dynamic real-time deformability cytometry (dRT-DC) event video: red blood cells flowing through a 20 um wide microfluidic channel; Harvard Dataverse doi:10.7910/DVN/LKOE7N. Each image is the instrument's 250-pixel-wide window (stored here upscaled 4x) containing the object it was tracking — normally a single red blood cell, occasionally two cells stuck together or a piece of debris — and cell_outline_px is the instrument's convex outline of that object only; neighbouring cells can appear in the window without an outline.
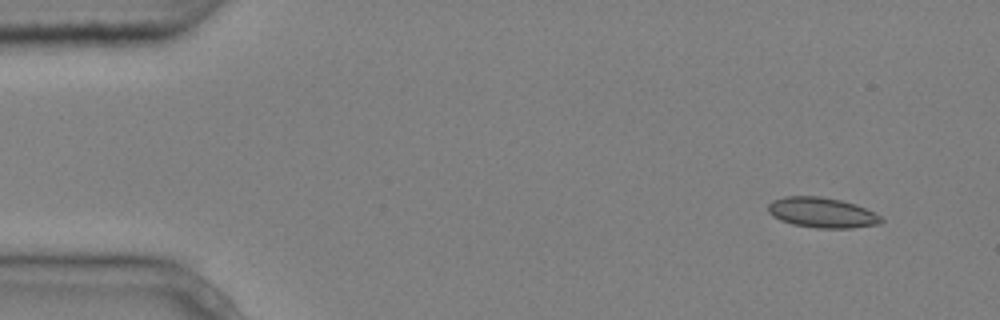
{"species": "common noctule bat (a hibernating species)", "species_latin": "Nyctalus noctula", "temperature_condition": "cold", "stored_images_in_passage": 4, "camera_frame_rate_fps": 3000, "um_per_image_px": 0.085, "animal": {"sex": "male", "body_mass_g": 20.4}, "frame": {"image": 1, "passage_image": 1, "time_ms": 0.0, "image_size_px": [1000, 320], "cell_outline_px": [[884, 220], [880, 224], [852, 228], [816, 228], [792, 224], [780, 220], [772, 216], [768, 212], [768, 204], [772, 200], [784, 196], [820, 196], [840, 200], [856, 204], [880, 216]], "centroid_in_image_um": [69.84, 18.07], "position_along_channel_um": 15.2, "area_um2": 20.0}}
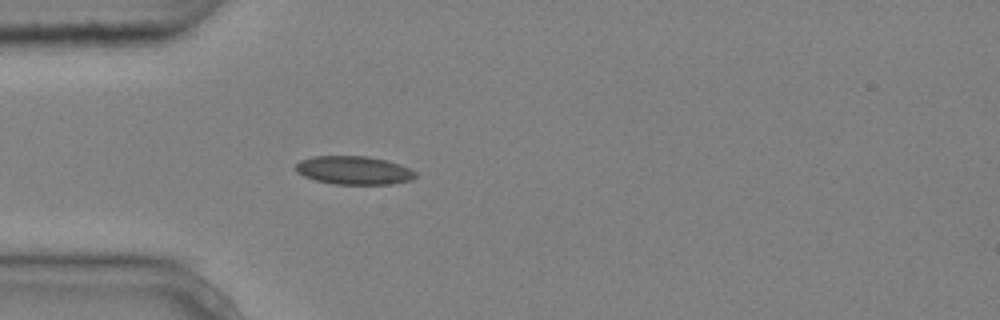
{"frame": {"image": 2, "passage_image": 4, "time_ms": 1.0, "image_size_px": [1000, 320], "cell_outline_px": [[416, 176], [412, 180], [388, 184], [332, 184], [316, 180], [304, 176], [296, 172], [296, 164], [300, 160], [312, 156], [368, 156], [388, 160], [400, 164], [416, 172]], "centroid_in_image_um": [30.07, 14.47], "position_along_channel_um": 54.9, "area_um2": 19.88}}